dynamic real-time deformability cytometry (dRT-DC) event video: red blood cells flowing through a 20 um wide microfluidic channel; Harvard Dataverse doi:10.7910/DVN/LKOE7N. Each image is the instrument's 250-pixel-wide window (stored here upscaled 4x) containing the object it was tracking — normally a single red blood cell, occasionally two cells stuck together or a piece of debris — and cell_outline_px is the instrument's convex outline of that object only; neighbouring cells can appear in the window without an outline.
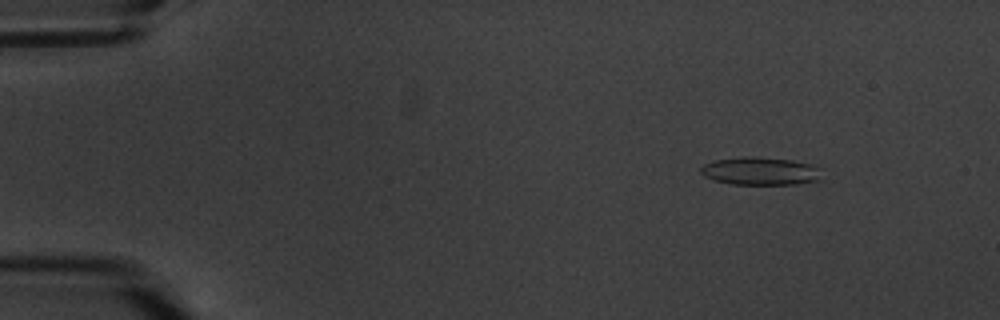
{"species": "common noctule bat (a hibernating species)", "species_latin": "Nyctalus noctula", "temperature_condition": "warm", "stored_images_in_passage": 6, "camera_frame_rate_fps": 3000, "um_per_image_px": 0.085, "animal": {"sex": "male", "body_mass_g": 20.1, "forearm_length_mm": 53.5}, "frame": {"image": 1, "passage_image": 2, "time_ms": 2.333, "image_size_px": [1000, 320], "cell_outline_px": [[820, 180], [796, 184], [732, 184], [712, 180], [704, 176], [700, 172], [700, 168], [704, 164], [712, 160], [744, 156], [792, 160], [812, 164], [820, 168]], "centroid_in_image_um": [64.6, 14.54], "position_along_channel_um": 20.4, "area_um2": 19.77}}